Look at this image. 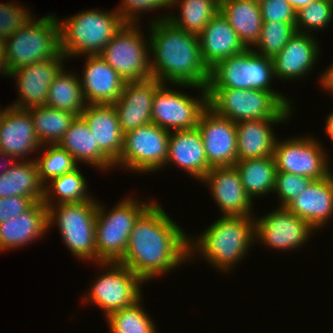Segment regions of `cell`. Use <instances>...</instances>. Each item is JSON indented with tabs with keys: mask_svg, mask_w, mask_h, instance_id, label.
<instances>
[{
	"mask_svg": "<svg viewBox=\"0 0 333 333\" xmlns=\"http://www.w3.org/2000/svg\"><path fill=\"white\" fill-rule=\"evenodd\" d=\"M188 238L155 201L135 222L119 263L144 283L151 281L189 261Z\"/></svg>",
	"mask_w": 333,
	"mask_h": 333,
	"instance_id": "1",
	"label": "cell"
},
{
	"mask_svg": "<svg viewBox=\"0 0 333 333\" xmlns=\"http://www.w3.org/2000/svg\"><path fill=\"white\" fill-rule=\"evenodd\" d=\"M149 28L152 77L162 83L207 88L210 70L201 57L199 36L167 19L150 21Z\"/></svg>",
	"mask_w": 333,
	"mask_h": 333,
	"instance_id": "2",
	"label": "cell"
},
{
	"mask_svg": "<svg viewBox=\"0 0 333 333\" xmlns=\"http://www.w3.org/2000/svg\"><path fill=\"white\" fill-rule=\"evenodd\" d=\"M196 237L188 238L189 263L199 255L212 268L230 273L256 243L255 216H221Z\"/></svg>",
	"mask_w": 333,
	"mask_h": 333,
	"instance_id": "3",
	"label": "cell"
},
{
	"mask_svg": "<svg viewBox=\"0 0 333 333\" xmlns=\"http://www.w3.org/2000/svg\"><path fill=\"white\" fill-rule=\"evenodd\" d=\"M61 52L71 57L99 55L127 23L117 12L89 9L59 19Z\"/></svg>",
	"mask_w": 333,
	"mask_h": 333,
	"instance_id": "4",
	"label": "cell"
},
{
	"mask_svg": "<svg viewBox=\"0 0 333 333\" xmlns=\"http://www.w3.org/2000/svg\"><path fill=\"white\" fill-rule=\"evenodd\" d=\"M275 79L273 60L247 48L240 54L218 62L210 69L207 88L258 89L271 92L285 107H292L280 92L272 90Z\"/></svg>",
	"mask_w": 333,
	"mask_h": 333,
	"instance_id": "5",
	"label": "cell"
},
{
	"mask_svg": "<svg viewBox=\"0 0 333 333\" xmlns=\"http://www.w3.org/2000/svg\"><path fill=\"white\" fill-rule=\"evenodd\" d=\"M133 197H122L110 211L99 201L95 228L97 264L119 262L123 258L135 222L155 202Z\"/></svg>",
	"mask_w": 333,
	"mask_h": 333,
	"instance_id": "6",
	"label": "cell"
},
{
	"mask_svg": "<svg viewBox=\"0 0 333 333\" xmlns=\"http://www.w3.org/2000/svg\"><path fill=\"white\" fill-rule=\"evenodd\" d=\"M32 19L4 40L9 72L61 53L60 24L56 15Z\"/></svg>",
	"mask_w": 333,
	"mask_h": 333,
	"instance_id": "7",
	"label": "cell"
},
{
	"mask_svg": "<svg viewBox=\"0 0 333 333\" xmlns=\"http://www.w3.org/2000/svg\"><path fill=\"white\" fill-rule=\"evenodd\" d=\"M208 107L234 123L256 119H290L285 107L271 92L258 89L207 88Z\"/></svg>",
	"mask_w": 333,
	"mask_h": 333,
	"instance_id": "8",
	"label": "cell"
},
{
	"mask_svg": "<svg viewBox=\"0 0 333 333\" xmlns=\"http://www.w3.org/2000/svg\"><path fill=\"white\" fill-rule=\"evenodd\" d=\"M48 207V229L59 227L64 244L78 260L97 263L95 228L98 201Z\"/></svg>",
	"mask_w": 333,
	"mask_h": 333,
	"instance_id": "9",
	"label": "cell"
},
{
	"mask_svg": "<svg viewBox=\"0 0 333 333\" xmlns=\"http://www.w3.org/2000/svg\"><path fill=\"white\" fill-rule=\"evenodd\" d=\"M175 86L196 89L200 96L194 98L184 91L181 92L180 89L176 90ZM207 107V88L189 84L162 83L155 92L151 122L169 131L192 130L197 127L200 115Z\"/></svg>",
	"mask_w": 333,
	"mask_h": 333,
	"instance_id": "10",
	"label": "cell"
},
{
	"mask_svg": "<svg viewBox=\"0 0 333 333\" xmlns=\"http://www.w3.org/2000/svg\"><path fill=\"white\" fill-rule=\"evenodd\" d=\"M139 24L126 23L99 54L126 82L152 76L150 40Z\"/></svg>",
	"mask_w": 333,
	"mask_h": 333,
	"instance_id": "11",
	"label": "cell"
},
{
	"mask_svg": "<svg viewBox=\"0 0 333 333\" xmlns=\"http://www.w3.org/2000/svg\"><path fill=\"white\" fill-rule=\"evenodd\" d=\"M98 265L104 270L83 297L84 304L96 305L107 317L114 311L134 305L143 297L141 288L144 282L128 267L119 262H100Z\"/></svg>",
	"mask_w": 333,
	"mask_h": 333,
	"instance_id": "12",
	"label": "cell"
},
{
	"mask_svg": "<svg viewBox=\"0 0 333 333\" xmlns=\"http://www.w3.org/2000/svg\"><path fill=\"white\" fill-rule=\"evenodd\" d=\"M170 131L148 123L124 134V145L114 167L135 173L158 172L164 169Z\"/></svg>",
	"mask_w": 333,
	"mask_h": 333,
	"instance_id": "13",
	"label": "cell"
},
{
	"mask_svg": "<svg viewBox=\"0 0 333 333\" xmlns=\"http://www.w3.org/2000/svg\"><path fill=\"white\" fill-rule=\"evenodd\" d=\"M320 143L318 138L308 137L307 134L283 141L277 138L273 152L277 172H288L314 180L327 177L332 171L328 164V154Z\"/></svg>",
	"mask_w": 333,
	"mask_h": 333,
	"instance_id": "14",
	"label": "cell"
},
{
	"mask_svg": "<svg viewBox=\"0 0 333 333\" xmlns=\"http://www.w3.org/2000/svg\"><path fill=\"white\" fill-rule=\"evenodd\" d=\"M315 230L286 207L255 217V241L276 250L294 251L309 242Z\"/></svg>",
	"mask_w": 333,
	"mask_h": 333,
	"instance_id": "15",
	"label": "cell"
},
{
	"mask_svg": "<svg viewBox=\"0 0 333 333\" xmlns=\"http://www.w3.org/2000/svg\"><path fill=\"white\" fill-rule=\"evenodd\" d=\"M67 57L61 52L57 57L35 62L9 72L8 78L16 80L18 98L10 106L29 109L47 105L50 84L65 67ZM64 62V63H63Z\"/></svg>",
	"mask_w": 333,
	"mask_h": 333,
	"instance_id": "16",
	"label": "cell"
},
{
	"mask_svg": "<svg viewBox=\"0 0 333 333\" xmlns=\"http://www.w3.org/2000/svg\"><path fill=\"white\" fill-rule=\"evenodd\" d=\"M201 132L208 164L213 167L234 166L237 162L236 124L207 107L200 115Z\"/></svg>",
	"mask_w": 333,
	"mask_h": 333,
	"instance_id": "17",
	"label": "cell"
},
{
	"mask_svg": "<svg viewBox=\"0 0 333 333\" xmlns=\"http://www.w3.org/2000/svg\"><path fill=\"white\" fill-rule=\"evenodd\" d=\"M200 182L209 187L221 216H254V202L244 190L235 166L213 167Z\"/></svg>",
	"mask_w": 333,
	"mask_h": 333,
	"instance_id": "18",
	"label": "cell"
},
{
	"mask_svg": "<svg viewBox=\"0 0 333 333\" xmlns=\"http://www.w3.org/2000/svg\"><path fill=\"white\" fill-rule=\"evenodd\" d=\"M161 84L162 82L152 76L125 83L121 96L113 103L124 134L151 123L155 92Z\"/></svg>",
	"mask_w": 333,
	"mask_h": 333,
	"instance_id": "19",
	"label": "cell"
},
{
	"mask_svg": "<svg viewBox=\"0 0 333 333\" xmlns=\"http://www.w3.org/2000/svg\"><path fill=\"white\" fill-rule=\"evenodd\" d=\"M27 109L4 108L0 117V151L16 160H25L30 154L42 151Z\"/></svg>",
	"mask_w": 333,
	"mask_h": 333,
	"instance_id": "20",
	"label": "cell"
},
{
	"mask_svg": "<svg viewBox=\"0 0 333 333\" xmlns=\"http://www.w3.org/2000/svg\"><path fill=\"white\" fill-rule=\"evenodd\" d=\"M317 39L312 34L296 32L272 58L275 80L296 81L312 72L320 55Z\"/></svg>",
	"mask_w": 333,
	"mask_h": 333,
	"instance_id": "21",
	"label": "cell"
},
{
	"mask_svg": "<svg viewBox=\"0 0 333 333\" xmlns=\"http://www.w3.org/2000/svg\"><path fill=\"white\" fill-rule=\"evenodd\" d=\"M80 78L87 104H113L123 91L126 81L99 55H85Z\"/></svg>",
	"mask_w": 333,
	"mask_h": 333,
	"instance_id": "22",
	"label": "cell"
},
{
	"mask_svg": "<svg viewBox=\"0 0 333 333\" xmlns=\"http://www.w3.org/2000/svg\"><path fill=\"white\" fill-rule=\"evenodd\" d=\"M169 164L183 169L199 181L211 170L201 132L197 127L192 130L170 131L165 167Z\"/></svg>",
	"mask_w": 333,
	"mask_h": 333,
	"instance_id": "23",
	"label": "cell"
},
{
	"mask_svg": "<svg viewBox=\"0 0 333 333\" xmlns=\"http://www.w3.org/2000/svg\"><path fill=\"white\" fill-rule=\"evenodd\" d=\"M286 208L305 220L315 231L324 228L333 217V173L314 180Z\"/></svg>",
	"mask_w": 333,
	"mask_h": 333,
	"instance_id": "24",
	"label": "cell"
},
{
	"mask_svg": "<svg viewBox=\"0 0 333 333\" xmlns=\"http://www.w3.org/2000/svg\"><path fill=\"white\" fill-rule=\"evenodd\" d=\"M48 230V208L36 202L23 214L0 223V253L31 244Z\"/></svg>",
	"mask_w": 333,
	"mask_h": 333,
	"instance_id": "25",
	"label": "cell"
},
{
	"mask_svg": "<svg viewBox=\"0 0 333 333\" xmlns=\"http://www.w3.org/2000/svg\"><path fill=\"white\" fill-rule=\"evenodd\" d=\"M201 57L210 70L218 62L247 49L228 20L218 12L198 35Z\"/></svg>",
	"mask_w": 333,
	"mask_h": 333,
	"instance_id": "26",
	"label": "cell"
},
{
	"mask_svg": "<svg viewBox=\"0 0 333 333\" xmlns=\"http://www.w3.org/2000/svg\"><path fill=\"white\" fill-rule=\"evenodd\" d=\"M80 116L89 126L99 148L115 163L123 150L124 133L113 104H87Z\"/></svg>",
	"mask_w": 333,
	"mask_h": 333,
	"instance_id": "27",
	"label": "cell"
},
{
	"mask_svg": "<svg viewBox=\"0 0 333 333\" xmlns=\"http://www.w3.org/2000/svg\"><path fill=\"white\" fill-rule=\"evenodd\" d=\"M288 119L243 120L236 124L237 161L273 156L276 133L272 125Z\"/></svg>",
	"mask_w": 333,
	"mask_h": 333,
	"instance_id": "28",
	"label": "cell"
},
{
	"mask_svg": "<svg viewBox=\"0 0 333 333\" xmlns=\"http://www.w3.org/2000/svg\"><path fill=\"white\" fill-rule=\"evenodd\" d=\"M58 145L69 152L77 163L83 161L82 164L86 163L102 172L116 169L114 162L99 148L89 126L81 116L74 119Z\"/></svg>",
	"mask_w": 333,
	"mask_h": 333,
	"instance_id": "29",
	"label": "cell"
},
{
	"mask_svg": "<svg viewBox=\"0 0 333 333\" xmlns=\"http://www.w3.org/2000/svg\"><path fill=\"white\" fill-rule=\"evenodd\" d=\"M219 12L228 20L247 48L258 41L263 27L259 2L251 0H224Z\"/></svg>",
	"mask_w": 333,
	"mask_h": 333,
	"instance_id": "30",
	"label": "cell"
},
{
	"mask_svg": "<svg viewBox=\"0 0 333 333\" xmlns=\"http://www.w3.org/2000/svg\"><path fill=\"white\" fill-rule=\"evenodd\" d=\"M24 196L36 202L43 201L44 185L38 174L35 159L17 160L6 173L0 176V198Z\"/></svg>",
	"mask_w": 333,
	"mask_h": 333,
	"instance_id": "31",
	"label": "cell"
},
{
	"mask_svg": "<svg viewBox=\"0 0 333 333\" xmlns=\"http://www.w3.org/2000/svg\"><path fill=\"white\" fill-rule=\"evenodd\" d=\"M175 5L180 8L178 16L173 12L165 13L151 21L167 19L177 28L199 35L220 10V3L216 0H172L171 7Z\"/></svg>",
	"mask_w": 333,
	"mask_h": 333,
	"instance_id": "32",
	"label": "cell"
},
{
	"mask_svg": "<svg viewBox=\"0 0 333 333\" xmlns=\"http://www.w3.org/2000/svg\"><path fill=\"white\" fill-rule=\"evenodd\" d=\"M247 195L253 198L273 193L276 179L274 156L237 161L234 165Z\"/></svg>",
	"mask_w": 333,
	"mask_h": 333,
	"instance_id": "33",
	"label": "cell"
},
{
	"mask_svg": "<svg viewBox=\"0 0 333 333\" xmlns=\"http://www.w3.org/2000/svg\"><path fill=\"white\" fill-rule=\"evenodd\" d=\"M63 68L50 84L47 96L48 107L61 111L70 112L77 117L81 115L87 107L83 95L79 74Z\"/></svg>",
	"mask_w": 333,
	"mask_h": 333,
	"instance_id": "34",
	"label": "cell"
},
{
	"mask_svg": "<svg viewBox=\"0 0 333 333\" xmlns=\"http://www.w3.org/2000/svg\"><path fill=\"white\" fill-rule=\"evenodd\" d=\"M82 174L78 167L73 172L55 177L47 182L44 185L42 201L44 205L48 208L55 204L81 203L92 200L94 197L89 194L86 178Z\"/></svg>",
	"mask_w": 333,
	"mask_h": 333,
	"instance_id": "35",
	"label": "cell"
},
{
	"mask_svg": "<svg viewBox=\"0 0 333 333\" xmlns=\"http://www.w3.org/2000/svg\"><path fill=\"white\" fill-rule=\"evenodd\" d=\"M27 110L32 116L35 134L41 145L58 144L77 117L70 112L46 105L31 107Z\"/></svg>",
	"mask_w": 333,
	"mask_h": 333,
	"instance_id": "36",
	"label": "cell"
},
{
	"mask_svg": "<svg viewBox=\"0 0 333 333\" xmlns=\"http://www.w3.org/2000/svg\"><path fill=\"white\" fill-rule=\"evenodd\" d=\"M143 297L128 308L110 313L106 320L111 333H157V327L142 305Z\"/></svg>",
	"mask_w": 333,
	"mask_h": 333,
	"instance_id": "37",
	"label": "cell"
},
{
	"mask_svg": "<svg viewBox=\"0 0 333 333\" xmlns=\"http://www.w3.org/2000/svg\"><path fill=\"white\" fill-rule=\"evenodd\" d=\"M40 149H44L42 156L34 159L38 167L39 179L43 185L51 179L73 172L79 167V163L74 157L58 144L42 145Z\"/></svg>",
	"mask_w": 333,
	"mask_h": 333,
	"instance_id": "38",
	"label": "cell"
},
{
	"mask_svg": "<svg viewBox=\"0 0 333 333\" xmlns=\"http://www.w3.org/2000/svg\"><path fill=\"white\" fill-rule=\"evenodd\" d=\"M296 23L263 22L257 43L252 47L257 54L273 58L297 32ZM258 49V50H257Z\"/></svg>",
	"mask_w": 333,
	"mask_h": 333,
	"instance_id": "39",
	"label": "cell"
},
{
	"mask_svg": "<svg viewBox=\"0 0 333 333\" xmlns=\"http://www.w3.org/2000/svg\"><path fill=\"white\" fill-rule=\"evenodd\" d=\"M333 20V0H315L296 12V31L312 34ZM312 32V33H311Z\"/></svg>",
	"mask_w": 333,
	"mask_h": 333,
	"instance_id": "40",
	"label": "cell"
},
{
	"mask_svg": "<svg viewBox=\"0 0 333 333\" xmlns=\"http://www.w3.org/2000/svg\"><path fill=\"white\" fill-rule=\"evenodd\" d=\"M313 181V178L288 172H277L273 193H276L280 199L278 206L286 207L299 193L306 190Z\"/></svg>",
	"mask_w": 333,
	"mask_h": 333,
	"instance_id": "41",
	"label": "cell"
},
{
	"mask_svg": "<svg viewBox=\"0 0 333 333\" xmlns=\"http://www.w3.org/2000/svg\"><path fill=\"white\" fill-rule=\"evenodd\" d=\"M30 12L21 3H0V38L5 40L29 22L34 16Z\"/></svg>",
	"mask_w": 333,
	"mask_h": 333,
	"instance_id": "42",
	"label": "cell"
},
{
	"mask_svg": "<svg viewBox=\"0 0 333 333\" xmlns=\"http://www.w3.org/2000/svg\"><path fill=\"white\" fill-rule=\"evenodd\" d=\"M120 6L116 8V12L127 23H138L141 13L145 11H155L157 9L171 10L172 0H121ZM170 8V9H168ZM140 14V15H139ZM139 20V21H138Z\"/></svg>",
	"mask_w": 333,
	"mask_h": 333,
	"instance_id": "43",
	"label": "cell"
},
{
	"mask_svg": "<svg viewBox=\"0 0 333 333\" xmlns=\"http://www.w3.org/2000/svg\"><path fill=\"white\" fill-rule=\"evenodd\" d=\"M263 22L296 23V11L287 0H260Z\"/></svg>",
	"mask_w": 333,
	"mask_h": 333,
	"instance_id": "44",
	"label": "cell"
},
{
	"mask_svg": "<svg viewBox=\"0 0 333 333\" xmlns=\"http://www.w3.org/2000/svg\"><path fill=\"white\" fill-rule=\"evenodd\" d=\"M35 203L33 198L24 196L0 198V223L23 214Z\"/></svg>",
	"mask_w": 333,
	"mask_h": 333,
	"instance_id": "45",
	"label": "cell"
},
{
	"mask_svg": "<svg viewBox=\"0 0 333 333\" xmlns=\"http://www.w3.org/2000/svg\"><path fill=\"white\" fill-rule=\"evenodd\" d=\"M319 77L320 85L324 88V91L326 89L330 94L333 93V64L327 67L325 72L320 73Z\"/></svg>",
	"mask_w": 333,
	"mask_h": 333,
	"instance_id": "46",
	"label": "cell"
},
{
	"mask_svg": "<svg viewBox=\"0 0 333 333\" xmlns=\"http://www.w3.org/2000/svg\"><path fill=\"white\" fill-rule=\"evenodd\" d=\"M0 158H1V160H0L1 163L3 161L2 165L0 164V168L3 169L0 172V176H1L2 174L6 173L9 169H11V167L17 162V160L14 157L8 155L7 153L1 152V151H0ZM2 166H3V168H2Z\"/></svg>",
	"mask_w": 333,
	"mask_h": 333,
	"instance_id": "47",
	"label": "cell"
},
{
	"mask_svg": "<svg viewBox=\"0 0 333 333\" xmlns=\"http://www.w3.org/2000/svg\"><path fill=\"white\" fill-rule=\"evenodd\" d=\"M0 74L4 75V77H8L9 69L7 67L6 62V54H5V43L4 40L0 38Z\"/></svg>",
	"mask_w": 333,
	"mask_h": 333,
	"instance_id": "48",
	"label": "cell"
},
{
	"mask_svg": "<svg viewBox=\"0 0 333 333\" xmlns=\"http://www.w3.org/2000/svg\"><path fill=\"white\" fill-rule=\"evenodd\" d=\"M326 126L324 131L326 132L325 135L330 138V140L333 141V111L329 114V116L326 117Z\"/></svg>",
	"mask_w": 333,
	"mask_h": 333,
	"instance_id": "49",
	"label": "cell"
},
{
	"mask_svg": "<svg viewBox=\"0 0 333 333\" xmlns=\"http://www.w3.org/2000/svg\"><path fill=\"white\" fill-rule=\"evenodd\" d=\"M287 1L297 12L298 10H300L301 8H303L305 6H308L311 2H313L315 0H287Z\"/></svg>",
	"mask_w": 333,
	"mask_h": 333,
	"instance_id": "50",
	"label": "cell"
},
{
	"mask_svg": "<svg viewBox=\"0 0 333 333\" xmlns=\"http://www.w3.org/2000/svg\"><path fill=\"white\" fill-rule=\"evenodd\" d=\"M3 111H4V109L2 110V109L0 108V117H1V115H2V113H3Z\"/></svg>",
	"mask_w": 333,
	"mask_h": 333,
	"instance_id": "51",
	"label": "cell"
}]
</instances>
